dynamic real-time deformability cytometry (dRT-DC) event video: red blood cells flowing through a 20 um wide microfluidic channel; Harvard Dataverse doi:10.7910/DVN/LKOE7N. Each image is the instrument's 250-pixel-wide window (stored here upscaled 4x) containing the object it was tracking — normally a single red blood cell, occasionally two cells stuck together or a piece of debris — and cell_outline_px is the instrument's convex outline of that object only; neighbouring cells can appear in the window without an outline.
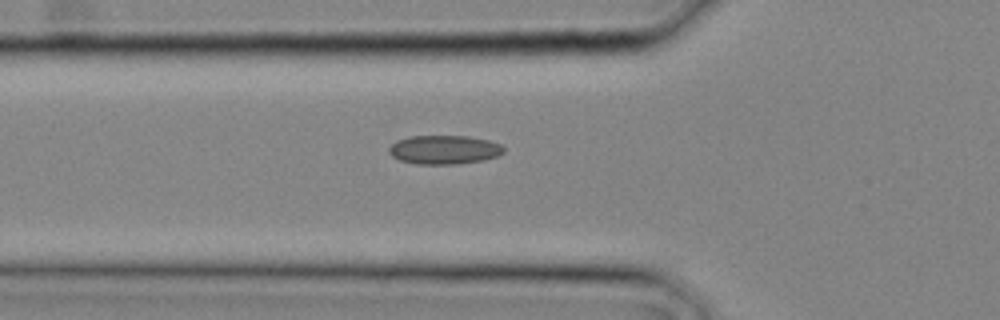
{"species": "common noctule bat (a hibernating species)", "species_latin": "Nyctalus noctula", "temperature_condition": "cold", "stored_images_in_passage": 7, "camera_frame_rate_fps": 3000, "um_per_image_px": 0.085, "animal": {"sex": "male", "body_mass_g": 20.4}, "frame": {"image": 1, "passage_image": 3, "time_ms": 0.667, "image_size_px": [1000, 320], "cell_outline_px": [[504, 152], [496, 156], [484, 160], [456, 164], [416, 164], [400, 160], [392, 156], [388, 152], [388, 148], [396, 140], [408, 136], [468, 136], [488, 140], [500, 144], [504, 148]], "centroid_in_image_um": [37.73, 12.72], "position_along_channel_um": 88.1, "area_um2": 19.36}}
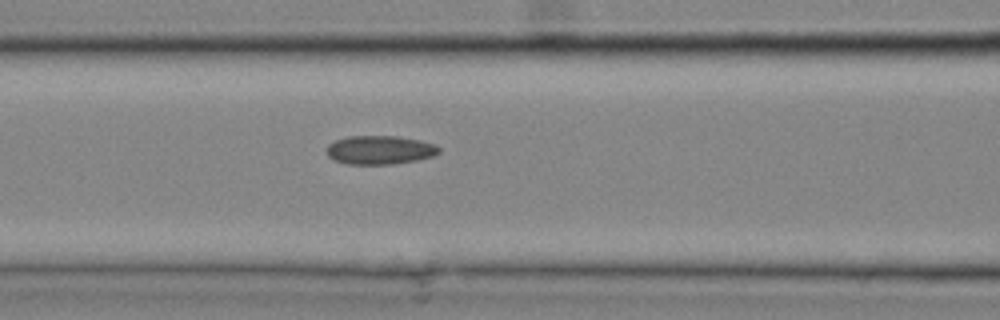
{"frame": {"image": 2, "passage_image": 5, "time_ms": 1.333, "image_size_px": [1000, 320], "cell_outline_px": [[440, 152], [432, 156], [416, 160], [392, 164], [344, 164], [332, 160], [328, 156], [328, 144], [336, 140], [348, 136], [396, 136], [420, 140], [436, 144], [440, 148]], "centroid_in_image_um": [32.28, 12.75], "position_along_channel_um": 134.3, "area_um2": 18.84}}
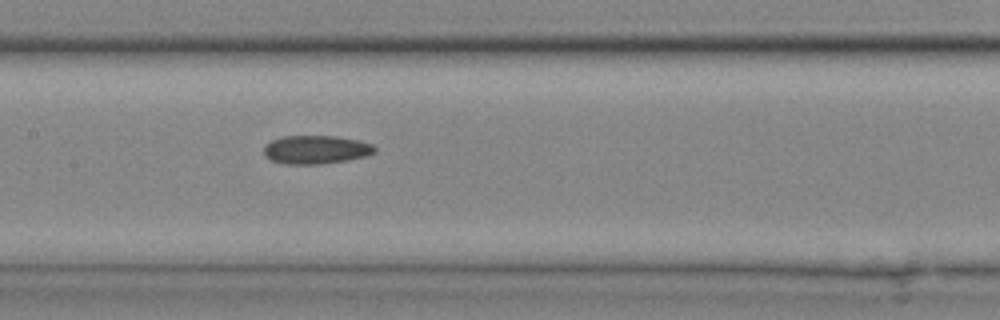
{"frame": {"image": 3, "passage_image": 7, "time_ms": 2.0, "image_size_px": [1000, 320], "cell_outline_px": [[376, 152], [368, 156], [348, 160], [320, 164], [284, 164], [272, 160], [264, 156], [264, 144], [272, 140], [284, 136], [336, 136], [360, 140], [372, 144], [376, 148]], "centroid_in_image_um": [26.88, 12.72], "position_along_channel_um": 180.5, "area_um2": 18.61}}